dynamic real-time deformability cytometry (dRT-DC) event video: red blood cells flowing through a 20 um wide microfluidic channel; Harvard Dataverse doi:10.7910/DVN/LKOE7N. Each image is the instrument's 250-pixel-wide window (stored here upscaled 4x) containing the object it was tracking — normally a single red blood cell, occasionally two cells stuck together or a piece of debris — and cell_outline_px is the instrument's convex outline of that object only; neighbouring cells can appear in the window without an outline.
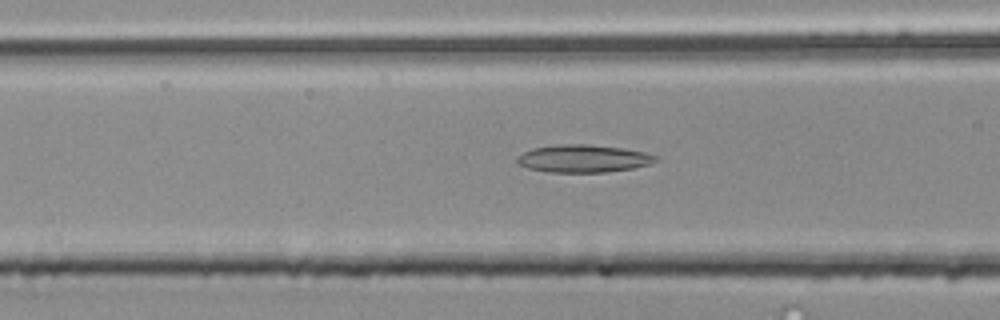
{"species": "common noctule bat (a hibernating species)", "species_latin": "Nyctalus noctula", "temperature_condition": "room temperature", "stored_images_in_passage": 42, "camera_frame_rate_fps": 3000, "um_per_image_px": 0.085, "animal": {"sex": "male", "body_mass_g": 20.4}, "frame": {"image": 1, "passage_image": 10, "time_ms": 3.0, "image_size_px": [1000, 320], "cell_outline_px": [[660, 160], [652, 164], [632, 168], [604, 172], [548, 172], [528, 168], [520, 164], [516, 160], [516, 156], [532, 148], [556, 144], [588, 144], [624, 148], [644, 152], [660, 156]], "centroid_in_image_um": [49.63, 13.47], "position_along_channel_um": 117.0, "area_um2": 22.54}}
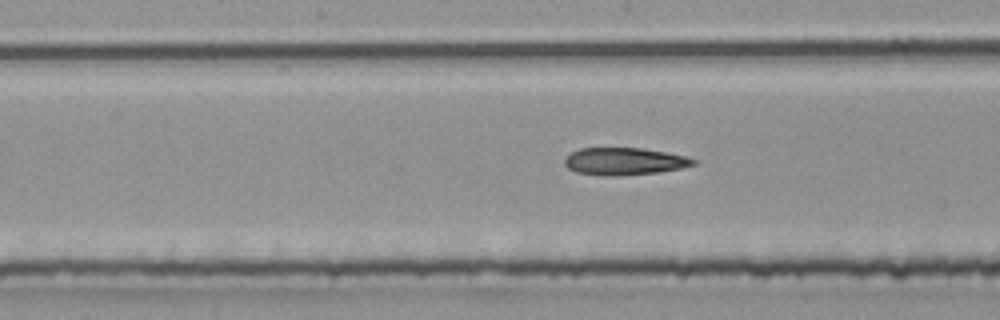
{"frame": {"image": 2, "passage_image": 16, "time_ms": 5.0, "image_size_px": [1000, 320], "cell_outline_px": [[696, 164], [680, 168], [656, 172], [612, 176], [576, 172], [568, 168], [564, 164], [564, 160], [572, 152], [580, 148], [640, 148], [668, 152], [684, 156], [696, 160]], "centroid_in_image_um": [53.06, 13.7], "position_along_channel_um": 195.1, "area_um2": 20.17}}
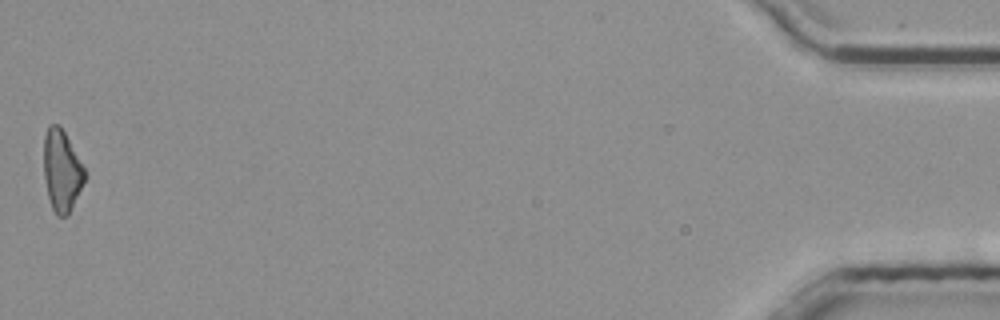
{"frame": {"image": 3, "passage_image": 42, "time_ms": 13.667, "image_size_px": [1000, 320], "cell_outline_px": [[84, 180], [68, 216], [56, 216], [52, 208], [48, 196], [44, 180], [44, 136], [48, 124], [56, 124], [64, 132], [84, 168]], "centroid_in_image_um": [5.21, 14.52], "position_along_channel_um": 430.0, "area_um2": 19.02}}